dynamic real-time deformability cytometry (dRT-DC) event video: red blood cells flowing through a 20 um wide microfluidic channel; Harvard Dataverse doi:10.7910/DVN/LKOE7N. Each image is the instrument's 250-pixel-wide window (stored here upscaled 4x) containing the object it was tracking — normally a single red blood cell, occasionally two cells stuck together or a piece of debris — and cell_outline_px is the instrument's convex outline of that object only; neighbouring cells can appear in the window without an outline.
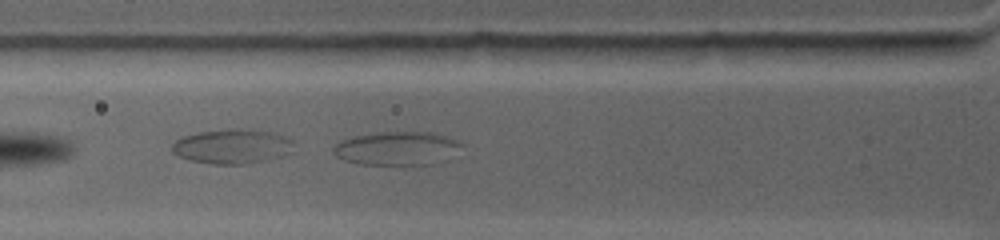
{"species": "common noctule bat (a hibernating species)", "species_latin": "Nyctalus noctula", "temperature_condition": "warm", "stored_images_in_passage": 10, "camera_frame_rate_fps": 4500, "um_per_image_px": 0.085, "animal": {"sex": "female", "body_mass_g": 19.0, "forearm_length_mm": 53.3}, "frame": {"image": 1, "passage_image": 4, "time_ms": 0.889, "image_size_px": [1000, 240], "cell_outline_px": [[464, 144], [424, 164], [364, 164], [344, 160], [336, 156], [332, 148], [340, 140], [356, 136], [380, 132], [432, 132], [460, 140]], "centroid_in_image_um": [33.59, 12.56], "position_along_channel_um": 92.2, "area_um2": 23.81}}
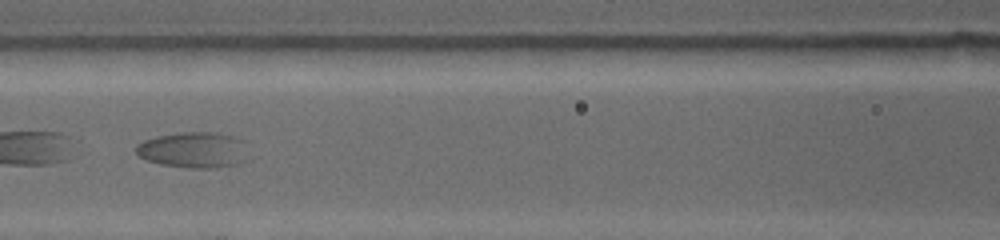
{"frame": {"image": 2, "passage_image": 7, "time_ms": 2.667, "image_size_px": [1000, 240], "cell_outline_px": [[244, 160], [236, 164], [204, 168], [192, 168], [164, 164], [148, 160], [140, 156], [136, 152], [136, 144], [144, 140], [156, 136], [180, 132], [220, 132], [244, 140]], "centroid_in_image_um": [16.42, 12.71], "position_along_channel_um": 150.2, "area_um2": 23.06}}
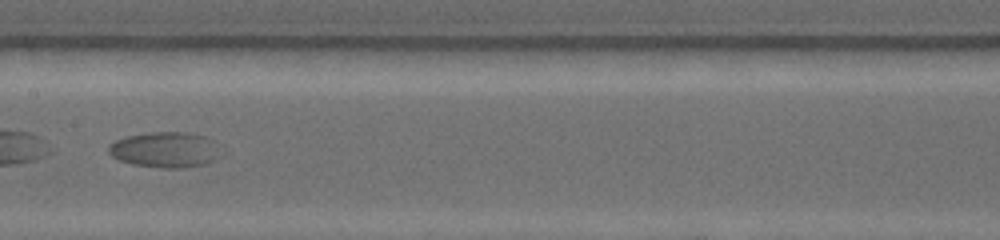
{"frame": {"image": 3, "passage_image": 9, "time_ms": 4.0, "image_size_px": [1000, 240], "cell_outline_px": [[220, 156], [216, 160], [204, 164], [184, 168], [160, 168], [132, 164], [120, 160], [112, 156], [108, 152], [108, 144], [116, 140], [128, 136], [148, 132], [188, 132], [204, 136], [216, 140]], "centroid_in_image_um": [14.06, 12.73], "position_along_channel_um": 193.3, "area_um2": 23.52}}